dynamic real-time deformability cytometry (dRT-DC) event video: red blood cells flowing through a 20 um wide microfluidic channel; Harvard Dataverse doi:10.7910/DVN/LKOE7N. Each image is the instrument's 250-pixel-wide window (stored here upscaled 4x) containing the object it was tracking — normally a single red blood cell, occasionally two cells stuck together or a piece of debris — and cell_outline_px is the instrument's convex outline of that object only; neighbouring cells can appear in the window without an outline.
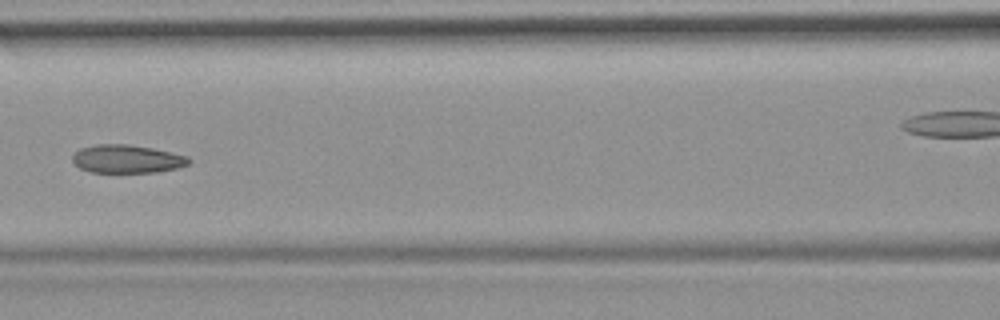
{"species": "common noctule bat (a hibernating species)", "species_latin": "Nyctalus noctula", "temperature_condition": "room temperature", "stored_images_in_passage": 7, "segment_of_instrument_passage": [1, 2], "camera_frame_rate_fps": 3000, "um_per_image_px": 0.085, "animal": {"sex": "female", "body_mass_g": 19.9}, "frame": {"image": 1, "passage_image": 6, "time_ms": 6.667, "image_size_px": [1000, 320], "cell_outline_px": [[192, 160], [188, 164], [180, 168], [156, 172], [92, 172], [80, 168], [72, 160], [72, 156], [80, 148], [96, 144], [128, 144], [152, 148], [188, 156]], "centroid_in_image_um": [10.82, 13.51], "position_along_channel_um": 155.8, "area_um2": 19.13}}